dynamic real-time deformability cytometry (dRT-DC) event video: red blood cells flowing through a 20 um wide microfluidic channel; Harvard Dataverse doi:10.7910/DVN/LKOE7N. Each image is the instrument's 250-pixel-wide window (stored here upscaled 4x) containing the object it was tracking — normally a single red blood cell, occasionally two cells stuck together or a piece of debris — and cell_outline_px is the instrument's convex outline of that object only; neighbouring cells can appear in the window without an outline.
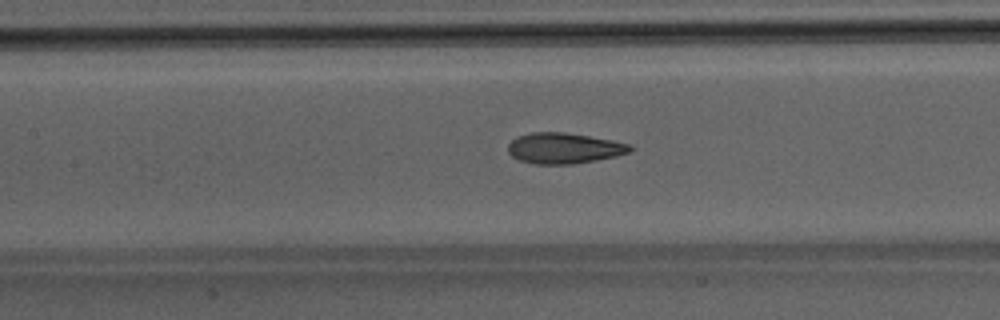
{"species": "Egyptian fruit bat (a non-hibernating species)", "species_latin": "Rousettus aegyptiacus", "temperature_condition": "room temperature", "stored_images_in_passage": 35, "camera_frame_rate_fps": 3000, "um_per_image_px": 0.085, "animal": {"sex": "male"}, "frame": {"image": 1, "passage_image": 12, "time_ms": 3.667, "image_size_px": [1000, 320], "cell_outline_px": [[632, 148], [628, 152], [616, 156], [596, 160], [572, 164], [536, 164], [520, 160], [512, 156], [508, 152], [508, 144], [512, 140], [520, 136], [532, 132], [564, 132], [612, 140], [628, 144]], "centroid_in_image_um": [47.91, 12.6], "position_along_channel_um": 159.5, "area_um2": 21.56}}
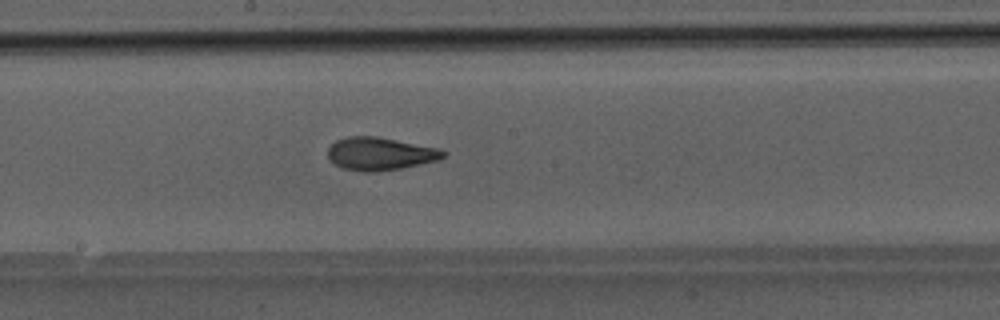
{"frame": {"image": 2, "passage_image": 16, "time_ms": 5.0, "image_size_px": [1000, 320], "cell_outline_px": [[448, 152], [444, 156], [436, 160], [420, 164], [400, 168], [372, 172], [364, 172], [344, 168], [336, 164], [328, 156], [328, 148], [336, 140], [348, 136], [376, 136], [440, 148]], "centroid_in_image_um": [32.32, 13.05], "position_along_channel_um": 215.9, "area_um2": 21.91}}
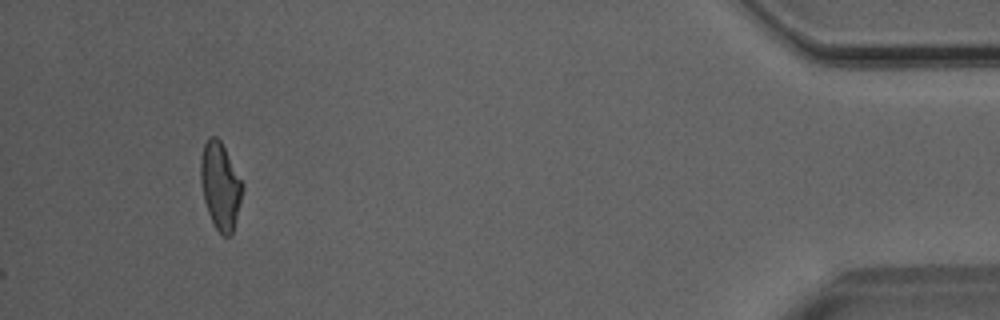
{"frame": {"image": 3, "passage_image": 35, "time_ms": 11.333, "image_size_px": [1000, 320], "cell_outline_px": [[244, 188], [232, 236], [224, 236], [212, 224], [204, 200], [200, 180], [200, 160], [204, 144], [208, 136], [216, 136], [220, 140], [244, 184]], "centroid_in_image_um": [18.73, 15.81], "position_along_channel_um": 416.5, "area_um2": 21.33}}